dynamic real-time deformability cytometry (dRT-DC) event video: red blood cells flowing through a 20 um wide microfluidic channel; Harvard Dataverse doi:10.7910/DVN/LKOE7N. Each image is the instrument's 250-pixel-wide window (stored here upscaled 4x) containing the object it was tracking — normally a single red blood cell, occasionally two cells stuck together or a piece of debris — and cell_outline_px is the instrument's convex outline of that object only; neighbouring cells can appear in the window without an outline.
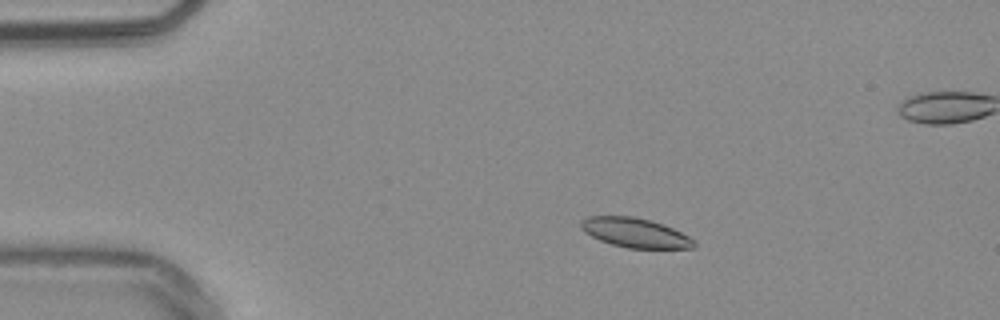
{"species": "common noctule bat (a hibernating species)", "species_latin": "Nyctalus noctula", "temperature_condition": "warm", "stored_images_in_passage": 51, "camera_frame_rate_fps": 3000, "um_per_image_px": 0.085, "animal": {"sex": "male", "body_mass_g": 20.4}, "frame": {"image": 1, "passage_image": 7, "time_ms": 2.0, "image_size_px": [1000, 320], "cell_outline_px": [[696, 244], [692, 248], [628, 248], [612, 244], [600, 240], [584, 232], [580, 228], [580, 220], [588, 216], [632, 216], [652, 220], [664, 224], [696, 240]], "centroid_in_image_um": [53.97, 19.77], "position_along_channel_um": 31.0, "area_um2": 19.48}}
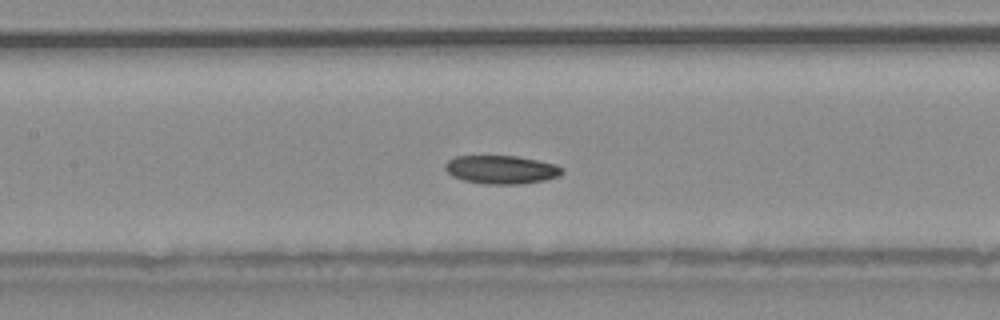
{"frame": {"image": 2, "passage_image": 22, "time_ms": 7.0, "image_size_px": [1000, 320], "cell_outline_px": [[564, 172], [556, 176], [544, 180], [520, 184], [484, 184], [464, 180], [452, 176], [444, 168], [444, 164], [448, 160], [456, 156], [516, 156], [556, 164], [564, 168]], "centroid_in_image_um": [42.59, 14.41], "position_along_channel_um": 164.8, "area_um2": 19.31}}
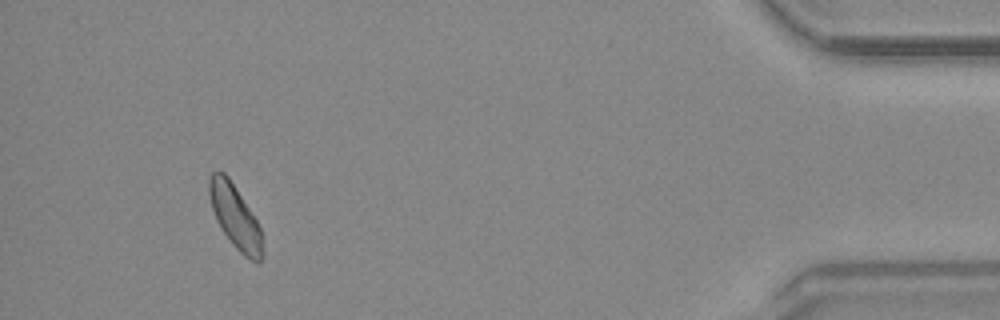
{"frame": {"image": 3, "passage_image": 47, "time_ms": 15.333, "image_size_px": [1000, 320], "cell_outline_px": [[264, 256], [256, 264], [244, 256], [232, 244], [216, 220], [212, 208], [208, 192], [208, 176], [212, 172], [224, 172], [228, 176], [256, 220], [260, 228], [264, 252]], "centroid_in_image_um": [19.98, 18.44], "position_along_channel_um": 415.2, "area_um2": 19.59}}